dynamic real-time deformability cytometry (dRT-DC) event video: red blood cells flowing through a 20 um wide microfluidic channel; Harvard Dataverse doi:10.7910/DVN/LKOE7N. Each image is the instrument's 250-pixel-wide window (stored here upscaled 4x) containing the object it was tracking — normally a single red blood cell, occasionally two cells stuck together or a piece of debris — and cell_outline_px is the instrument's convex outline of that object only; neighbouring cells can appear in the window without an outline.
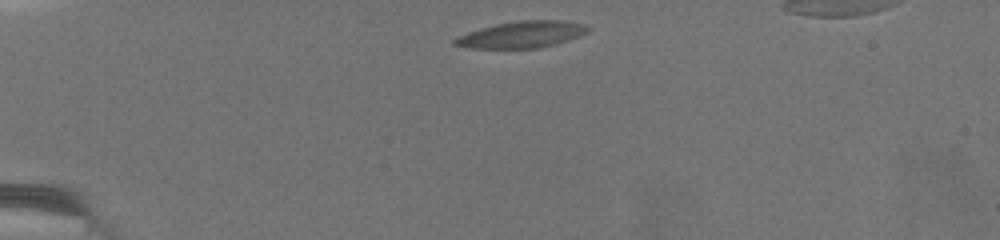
{"species": "common noctule bat (a hibernating species)", "species_latin": "Nyctalus noctula", "temperature_condition": "warm", "stored_images_in_passage": 34, "camera_frame_rate_fps": 3000, "um_per_image_px": 0.085, "animal": {"sex": "female", "body_mass_g": 19.5, "forearm_length_mm": 54.1}, "frame": {"image": 1, "passage_image": 1, "time_ms": 0.0, "image_size_px": [1000, 240], "cell_outline_px": [[592, 28], [588, 32], [552, 44], [536, 48], [472, 48], [452, 44], [452, 40], [468, 32], [496, 24], [524, 20], [560, 20], [584, 24]], "centroid_in_image_um": [44.34, 2.93], "position_along_channel_um": 40.7, "area_um2": 20.11}}
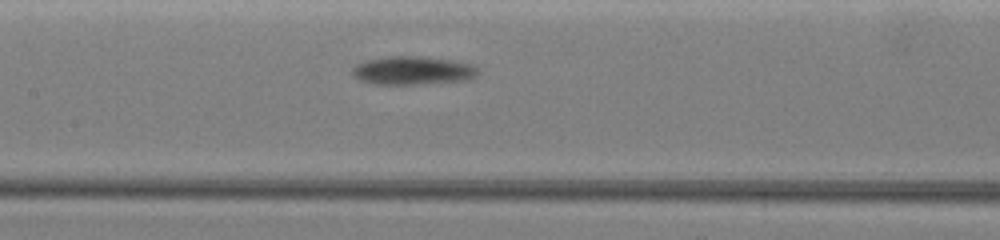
{"frame": {"image": 2, "passage_image": 16, "time_ms": 5.0, "image_size_px": [1000, 240], "cell_outline_px": [[480, 72], [464, 80], [416, 84], [372, 84], [360, 80], [352, 72], [352, 68], [356, 64], [368, 60], [388, 56], [420, 56], [452, 60], [468, 64], [480, 68]], "centroid_in_image_um": [35.06, 5.99], "position_along_channel_um": 172.3, "area_um2": 20.52}}
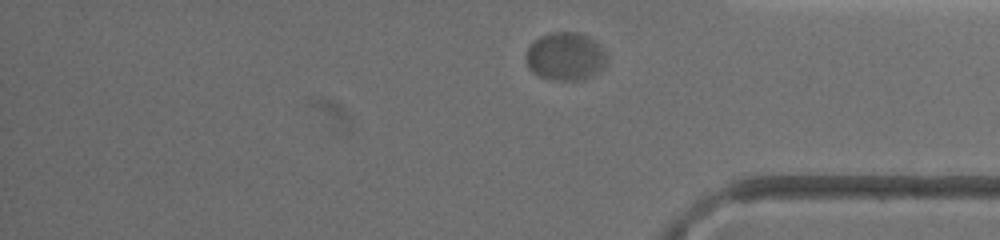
{"frame": {"image": 3, "passage_image": 29, "time_ms": 11.0, "image_size_px": [1000, 240], "cell_outline_px": [[608, 60], [600, 72], [592, 76], [580, 80], [556, 80], [540, 76], [528, 64], [524, 56], [528, 48], [540, 36], [552, 32], [576, 32], [588, 36], [596, 40], [600, 44], [608, 56]], "centroid_in_image_um": [48.13, 4.78], "position_along_channel_um": 387.1, "area_um2": 22.66}}